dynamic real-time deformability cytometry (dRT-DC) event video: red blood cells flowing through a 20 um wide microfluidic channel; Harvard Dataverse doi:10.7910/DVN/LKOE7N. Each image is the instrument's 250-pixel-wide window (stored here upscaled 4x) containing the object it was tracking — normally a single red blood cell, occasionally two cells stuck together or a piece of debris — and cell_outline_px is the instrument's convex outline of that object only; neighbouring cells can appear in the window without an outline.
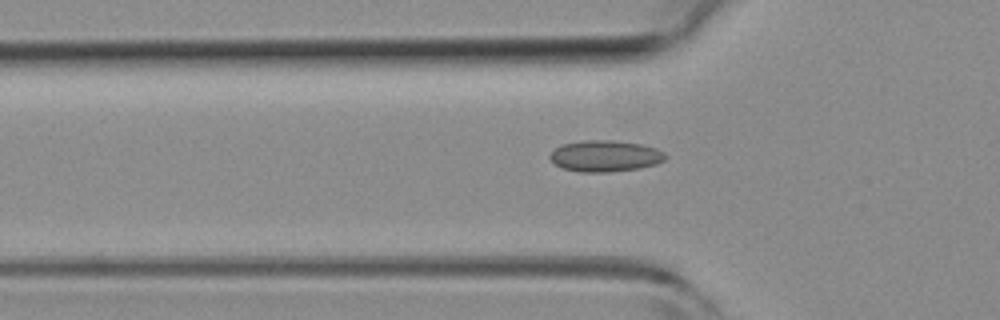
{"species": "common noctule bat (a hibernating species)", "species_latin": "Nyctalus noctula", "temperature_condition": "room temperature", "stored_images_in_passage": 31, "camera_frame_rate_fps": 3000, "um_per_image_px": 0.085, "animal": {"sex": "female", "body_mass_g": 19.3, "forearm_length_mm": 54.1}, "frame": {"image": 1, "passage_image": 3, "time_ms": 0.667, "image_size_px": [1000, 320], "cell_outline_px": [[668, 156], [664, 160], [656, 164], [640, 168], [608, 172], [580, 172], [564, 168], [556, 164], [548, 156], [560, 144], [584, 140], [612, 140], [640, 144], [656, 148], [664, 152]], "centroid_in_image_um": [51.45, 13.25], "position_along_channel_um": 74.3, "area_um2": 21.04}}
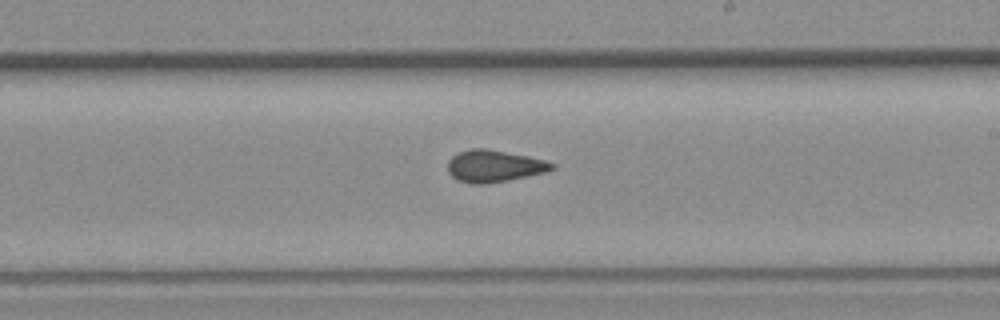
{"frame": {"image": 2, "passage_image": 15, "time_ms": 4.667, "image_size_px": [1000, 320], "cell_outline_px": [[556, 168], [544, 172], [508, 180], [484, 184], [472, 184], [460, 180], [452, 176], [448, 172], [448, 160], [452, 156], [460, 152], [472, 148], [484, 148], [528, 156], [544, 160], [556, 164]], "centroid_in_image_um": [42.0, 14.11], "position_along_channel_um": 247.0, "area_um2": 19.19}}
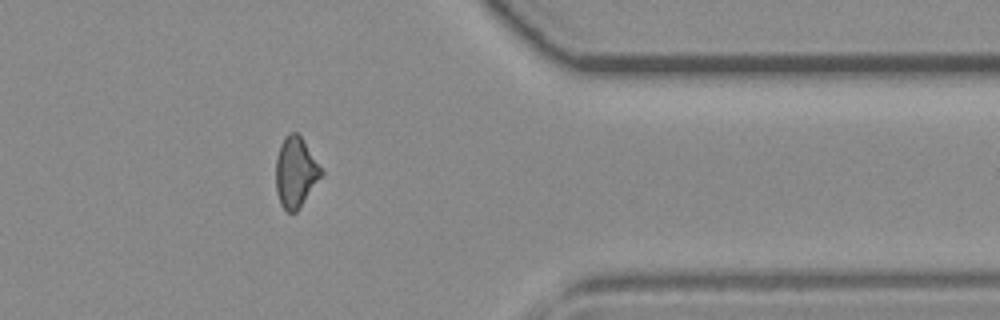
{"frame": {"image": 3, "passage_image": 26, "time_ms": 8.333, "image_size_px": [1000, 320], "cell_outline_px": [[324, 172], [300, 208], [296, 212], [288, 212], [280, 204], [276, 192], [276, 156], [280, 144], [284, 136], [292, 132], [296, 132], [300, 136]], "centroid_in_image_um": [25.1, 14.65], "position_along_channel_um": 386.3, "area_um2": 18.5}}